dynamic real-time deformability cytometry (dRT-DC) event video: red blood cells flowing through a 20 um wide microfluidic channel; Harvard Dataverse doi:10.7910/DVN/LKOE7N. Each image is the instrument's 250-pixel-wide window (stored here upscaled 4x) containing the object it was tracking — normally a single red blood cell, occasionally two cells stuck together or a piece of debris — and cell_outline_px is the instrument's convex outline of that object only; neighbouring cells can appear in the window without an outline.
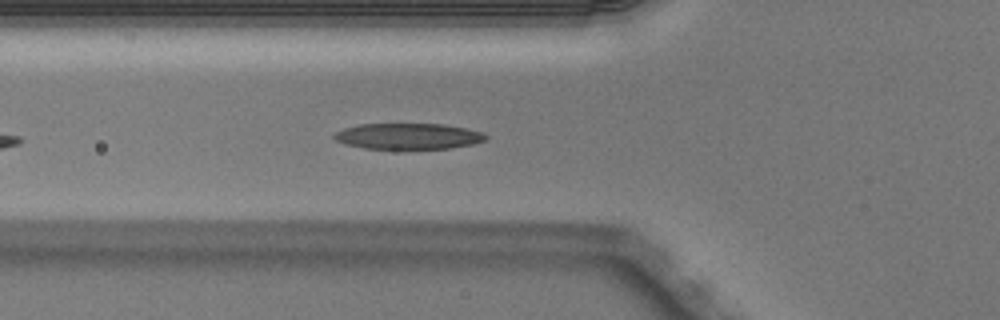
{"species": "Egyptian fruit bat (a non-hibernating species)", "species_latin": "Rousettus aegyptiacus", "temperature_condition": "warm", "stored_images_in_passage": 36, "camera_frame_rate_fps": 3000, "um_per_image_px": 0.085, "animal": {"sex": "male"}, "frame": {"image": 1, "passage_image": 6, "time_ms": 1.667, "image_size_px": [1000, 320], "cell_outline_px": [[488, 136], [484, 140], [472, 144], [448, 148], [364, 148], [344, 144], [336, 140], [332, 136], [336, 132], [344, 128], [360, 124], [444, 124], [468, 128], [484, 132]], "centroid_in_image_um": [34.71, 11.56], "position_along_channel_um": 91.1, "area_um2": 22.77}, "authors_computed_cell_mechanics": {"area_um2": 23.0044, "velocity_mm_per_s": 4.0098, "shape_relaxation_time_tau1_ms": 1.7414, "shape_relaxation_time_tau2_ms": 0.7415, "deformation_change_tau1": 0.1291, "deformation_change_tau2": 0.0895}}